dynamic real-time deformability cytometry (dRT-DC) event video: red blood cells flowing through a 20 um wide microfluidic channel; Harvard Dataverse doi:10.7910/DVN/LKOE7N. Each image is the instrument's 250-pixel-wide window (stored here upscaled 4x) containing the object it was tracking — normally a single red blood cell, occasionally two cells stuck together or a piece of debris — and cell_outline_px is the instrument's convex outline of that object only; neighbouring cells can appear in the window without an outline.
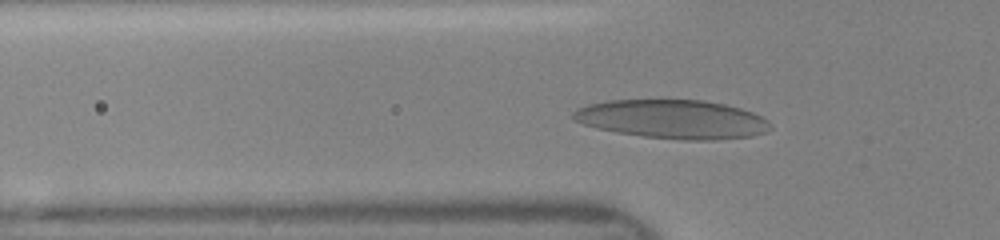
{"species": "human", "species_latin": "Homo sapiens", "temperature_condition": "room temperature", "stored_images_in_passage": 37, "camera_frame_rate_fps": 3000, "um_per_image_px": 0.085, "donor": {"sex": "female"}, "frame": {"image": 1, "passage_image": 14, "time_ms": 4.333, "image_size_px": [1000, 240], "cell_outline_px": [[772, 128], [768, 132], [752, 136], [716, 140], [680, 140], [644, 136], [616, 132], [596, 128], [572, 120], [572, 112], [576, 108], [588, 104], [608, 100], [704, 100], [724, 104], [740, 108], [752, 112], [768, 120], [772, 124]], "centroid_in_image_um": [57.18, 10.14], "position_along_channel_um": 68.6, "area_um2": 44.91}}
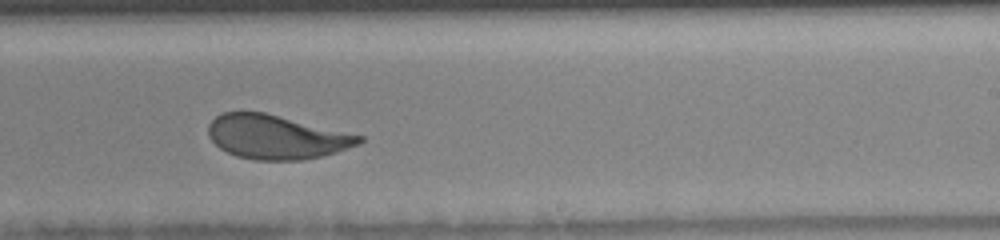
{"frame": {"image": 2, "passage_image": 28, "time_ms": 9.0, "image_size_px": [1000, 240], "cell_outline_px": [[364, 140], [360, 144], [336, 152], [304, 160], [256, 160], [236, 156], [220, 148], [212, 140], [208, 132], [208, 124], [216, 116], [224, 112], [264, 112], [364, 136]], "centroid_in_image_um": [23.5, 11.64], "position_along_channel_um": 265.5, "area_um2": 38.49}}
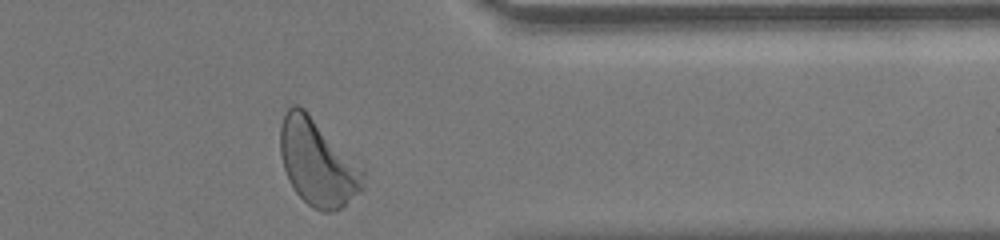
{"frame": {"image": 3, "passage_image": 37, "time_ms": 12.0, "image_size_px": [1000, 240], "cell_outline_px": [[364, 188], [360, 192], [340, 208], [332, 212], [324, 212], [312, 208], [296, 192], [288, 180], [284, 168], [280, 152], [280, 124], [284, 112], [292, 104], [296, 104], [304, 108], [364, 168]], "centroid_in_image_um": [26.99, 13.81], "position_along_channel_um": 384.4, "area_um2": 41.91}}